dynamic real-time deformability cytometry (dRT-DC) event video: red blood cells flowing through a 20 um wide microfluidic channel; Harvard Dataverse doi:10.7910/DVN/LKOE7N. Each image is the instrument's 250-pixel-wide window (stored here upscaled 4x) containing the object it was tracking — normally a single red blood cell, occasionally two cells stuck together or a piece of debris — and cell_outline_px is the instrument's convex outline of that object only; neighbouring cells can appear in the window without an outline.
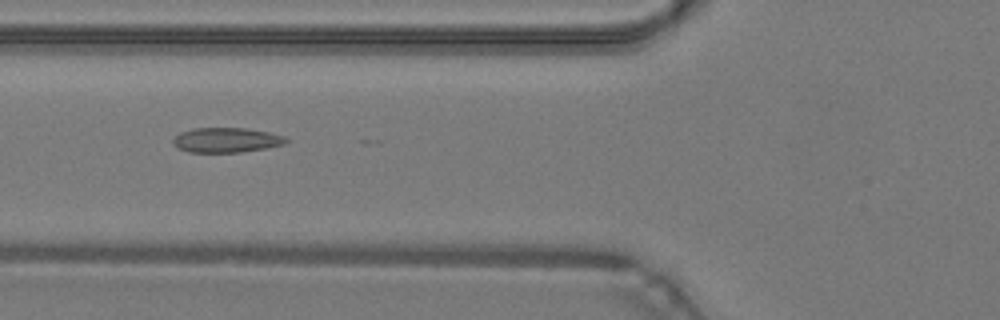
{"species": "common noctule bat (a hibernating species)", "species_latin": "Nyctalus noctula", "temperature_condition": "warm", "stored_images_in_passage": 35, "camera_frame_rate_fps": 3000, "um_per_image_px": 0.085, "animal": {"sex": "male", "body_mass_g": 19.2, "forearm_length_mm": 51.8}, "frame": {"image": 1, "passage_image": 8, "time_ms": 2.333, "image_size_px": [1000, 320], "cell_outline_px": [[288, 140], [284, 144], [268, 148], [240, 152], [188, 152], [176, 148], [172, 144], [172, 140], [180, 132], [192, 128], [248, 128], [268, 132], [284, 136]], "centroid_in_image_um": [19.21, 11.9], "position_along_channel_um": 106.6, "area_um2": 16.47}}
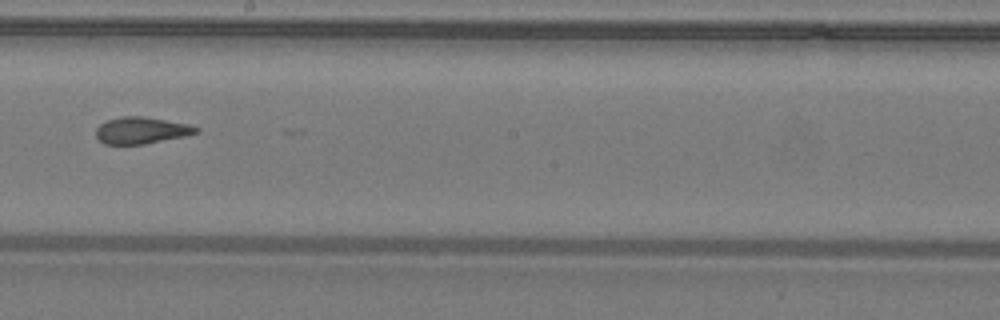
{"frame": {"image": 2, "passage_image": 17, "time_ms": 5.333, "image_size_px": [1000, 320], "cell_outline_px": [[200, 132], [184, 136], [144, 144], [104, 144], [96, 136], [96, 128], [100, 124], [108, 120], [124, 116], [144, 116], [188, 124], [200, 128]], "centroid_in_image_um": [12.03, 11.08], "position_along_channel_um": 236.2, "area_um2": 15.49}}
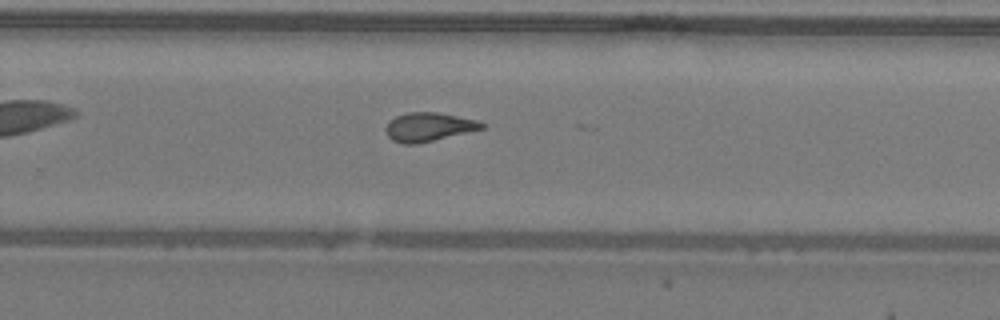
{"frame": {"image": 3, "passage_image": 21, "time_ms": 6.667, "image_size_px": [1000, 320], "cell_outline_px": [[484, 128], [416, 144], [404, 144], [392, 140], [388, 136], [384, 128], [396, 116], [408, 112], [436, 112], [476, 120], [484, 124]], "centroid_in_image_um": [36.4, 10.79], "position_along_channel_um": 293.4, "area_um2": 15.72}, "authors_computed_cell_mechanics": {"area_um2": 15.895, "velocity_mm_per_s": 4.3125, "shape_relaxation_time_tau1_ms": null, "shape_relaxation_time_tau2_ms": 1.6475, "deformation_change_tau1": null, "deformation_change_tau2": 0.0813}}